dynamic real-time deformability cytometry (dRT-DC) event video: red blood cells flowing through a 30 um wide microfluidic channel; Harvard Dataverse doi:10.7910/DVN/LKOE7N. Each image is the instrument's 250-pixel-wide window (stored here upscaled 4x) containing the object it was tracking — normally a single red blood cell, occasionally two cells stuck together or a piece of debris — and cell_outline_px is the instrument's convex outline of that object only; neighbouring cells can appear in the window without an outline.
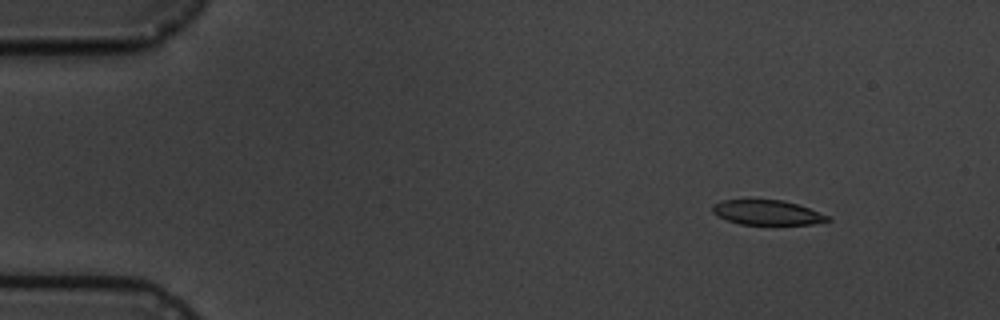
{"species": "common noctule bat (a hibernating species)", "species_latin": "Nyctalus noctula", "temperature_condition": "cold", "stored_images_in_passage": 5, "camera_frame_rate_fps": 3000, "um_per_image_px": 0.085, "animal": {"sex": "male", "body_mass_g": 19.5, "forearm_length_mm": 54.6}, "frame": {"image": 1, "passage_image": 2, "time_ms": 2.0, "image_size_px": [1000, 320], "cell_outline_px": [[832, 220], [812, 224], [740, 224], [716, 216], [712, 212], [712, 204], [724, 200], [784, 200], [832, 216]], "centroid_in_image_um": [65.22, 18.07], "position_along_channel_um": 19.8, "area_um2": 16.59}}
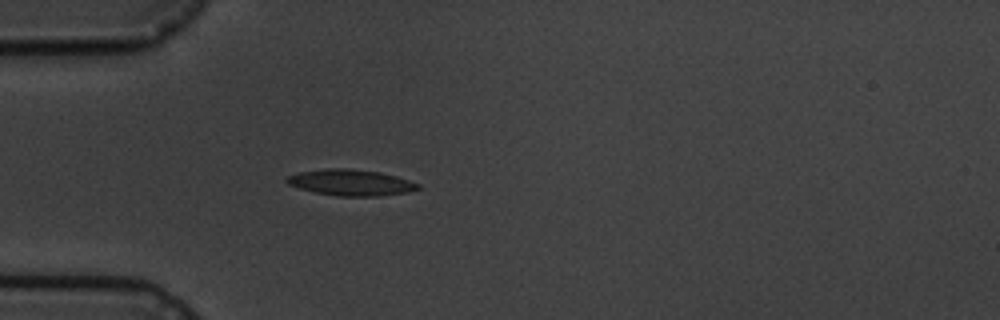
{"frame": {"image": 2, "passage_image": 5, "time_ms": 5.333, "image_size_px": [1000, 320], "cell_outline_px": [[420, 188], [408, 192], [380, 196], [336, 196], [316, 192], [300, 188], [288, 184], [284, 180], [288, 176], [300, 172], [328, 168], [348, 168], [380, 172], [396, 176], [420, 184]], "centroid_in_image_um": [29.83, 15.51], "position_along_channel_um": 55.2, "area_um2": 19.88}}